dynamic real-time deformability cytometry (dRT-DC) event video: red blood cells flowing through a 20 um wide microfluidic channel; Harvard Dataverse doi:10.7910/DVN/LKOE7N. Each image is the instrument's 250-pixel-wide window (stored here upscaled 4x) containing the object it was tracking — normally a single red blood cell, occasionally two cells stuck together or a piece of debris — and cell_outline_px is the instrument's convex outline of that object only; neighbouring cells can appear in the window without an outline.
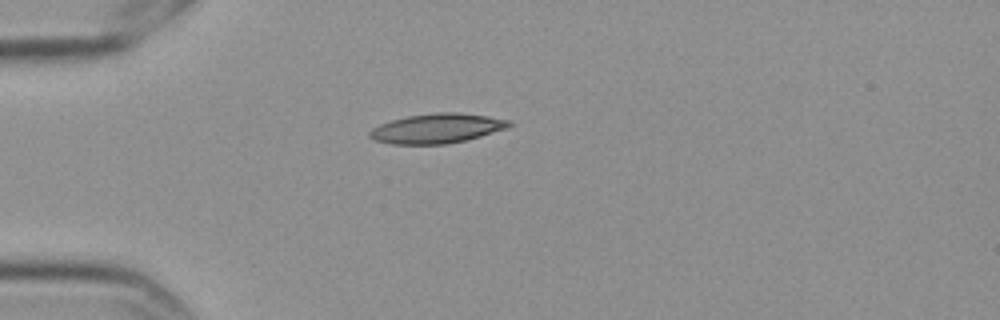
{"species": "Egyptian fruit bat (a non-hibernating species)", "species_latin": "Rousettus aegyptiacus", "temperature_condition": "cold", "stored_images_in_passage": 3, "camera_frame_rate_fps": 3000, "um_per_image_px": 0.085, "frame": {"image": 1, "passage_image": 1, "time_ms": 0.0, "image_size_px": [1000, 320], "cell_outline_px": [[512, 124], [508, 128], [480, 136], [464, 140], [444, 144], [392, 144], [376, 140], [368, 136], [368, 132], [372, 128], [380, 124], [392, 120], [408, 116], [436, 112], [456, 112], [488, 116], [512, 120]], "centroid_in_image_um": [37.15, 10.9], "position_along_channel_um": 47.8, "area_um2": 23.99}}
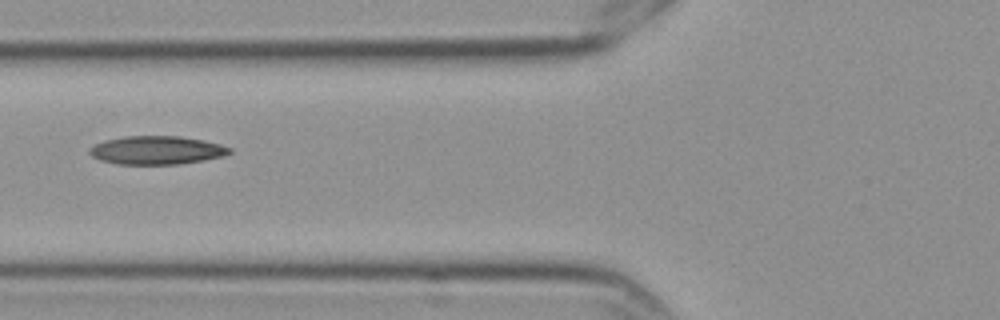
{"frame": {"image": 2, "passage_image": 3, "time_ms": 0.667, "image_size_px": [1000, 320], "cell_outline_px": [[232, 152], [224, 156], [204, 160], [176, 164], [120, 164], [100, 160], [92, 156], [88, 152], [88, 148], [104, 140], [124, 136], [180, 136], [204, 140], [220, 144], [232, 148]], "centroid_in_image_um": [13.32, 12.76], "position_along_channel_um": 112.5, "area_um2": 23.24}}